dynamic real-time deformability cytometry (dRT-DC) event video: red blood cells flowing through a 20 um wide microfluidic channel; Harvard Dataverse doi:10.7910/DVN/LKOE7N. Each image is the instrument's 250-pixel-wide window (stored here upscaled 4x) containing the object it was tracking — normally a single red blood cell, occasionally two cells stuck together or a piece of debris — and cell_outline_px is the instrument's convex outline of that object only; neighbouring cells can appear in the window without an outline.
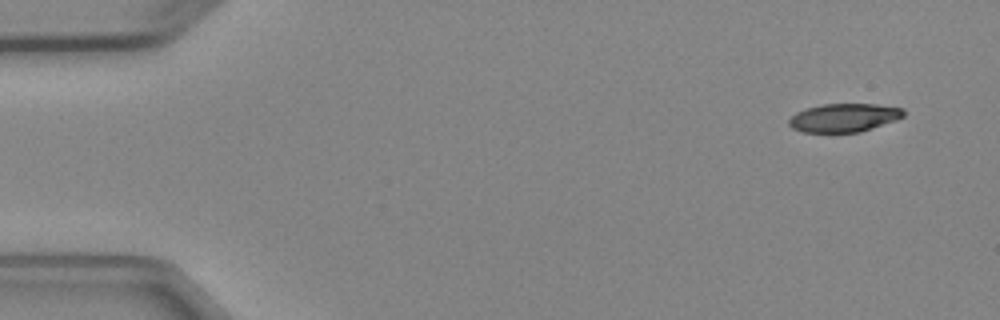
{"species": "Egyptian fruit bat (a non-hibernating species)", "species_latin": "Rousettus aegyptiacus", "temperature_condition": "cold", "stored_images_in_passage": 3, "camera_frame_rate_fps": 3000, "um_per_image_px": 0.085, "animal": {"sex": "female"}, "frame": {"image": 1, "passage_image": 3, "time_ms": 3.333, "image_size_px": [1000, 320], "cell_outline_px": [[904, 116], [896, 120], [860, 132], [804, 132], [792, 128], [788, 124], [788, 120], [796, 112], [808, 108], [824, 104], [876, 104], [904, 108]], "centroid_in_image_um": [71.75, 10.0], "position_along_channel_um": 13.3, "area_um2": 18.9}}